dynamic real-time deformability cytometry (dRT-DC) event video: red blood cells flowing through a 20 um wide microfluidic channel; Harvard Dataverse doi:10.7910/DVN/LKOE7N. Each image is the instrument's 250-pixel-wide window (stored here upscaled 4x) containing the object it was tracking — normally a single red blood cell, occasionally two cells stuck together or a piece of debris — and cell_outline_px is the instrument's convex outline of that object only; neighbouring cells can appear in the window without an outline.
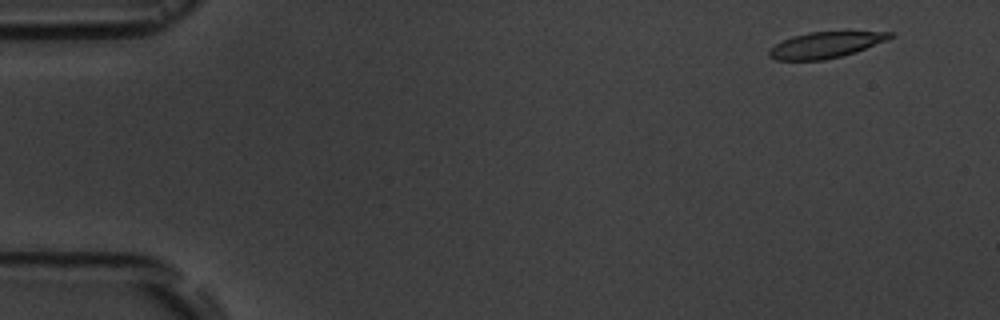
{"species": "common noctule bat (a hibernating species)", "species_latin": "Nyctalus noctula", "temperature_condition": "room temperature", "stored_images_in_passage": 5, "camera_frame_rate_fps": 3000, "um_per_image_px": 0.085, "animal": {"sex": "male", "body_mass_g": 19.5, "forearm_length_mm": 54.6}, "frame": {"image": 1, "passage_image": 1, "time_ms": 0.0, "image_size_px": [1000, 320], "cell_outline_px": [[896, 32], [888, 40], [856, 52], [824, 60], [776, 60], [768, 56], [768, 52], [776, 44], [792, 36], [808, 32]], "centroid_in_image_um": [70.18, 3.82], "position_along_channel_um": 14.8, "area_um2": 18.15}}
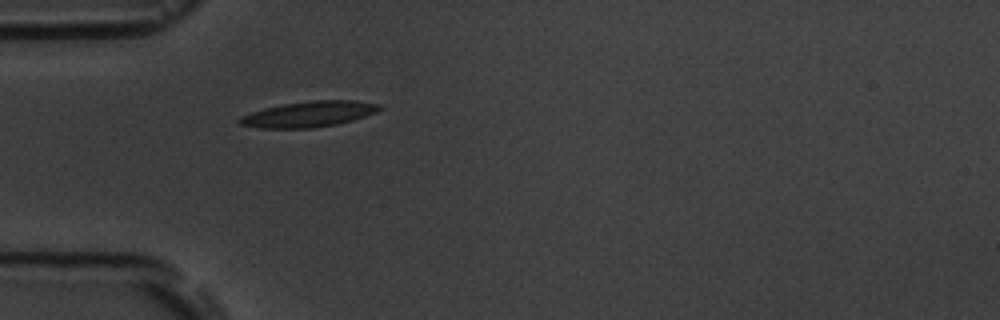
{"frame": {"image": 2, "passage_image": 5, "time_ms": 4.333, "image_size_px": [1000, 320], "cell_outline_px": [[384, 108], [376, 112], [352, 120], [336, 124], [312, 128], [260, 128], [240, 124], [236, 120], [240, 116], [264, 108], [284, 104], [312, 100], [356, 100], [380, 104]], "centroid_in_image_um": [26.26, 9.69], "position_along_channel_um": 58.7, "area_um2": 20.92}}